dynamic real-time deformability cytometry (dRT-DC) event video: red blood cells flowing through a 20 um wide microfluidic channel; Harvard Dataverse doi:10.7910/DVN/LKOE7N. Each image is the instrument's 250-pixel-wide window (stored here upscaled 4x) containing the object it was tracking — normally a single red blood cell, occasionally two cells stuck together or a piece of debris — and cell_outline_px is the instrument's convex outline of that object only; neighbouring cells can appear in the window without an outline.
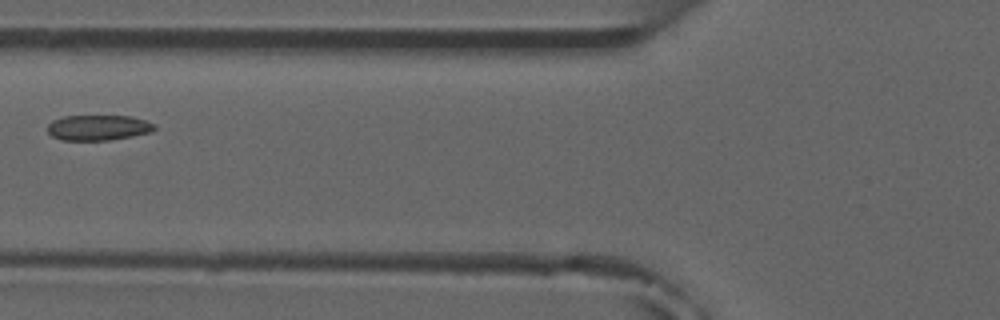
{"species": "common noctule bat (a hibernating species)", "species_latin": "Nyctalus noctula", "temperature_condition": "room temperature", "stored_images_in_passage": 5, "camera_frame_rate_fps": 3000, "um_per_image_px": 0.085, "animal": {"sex": "male", "forearm_length_mm": 52.5}, "frame": {"image": 1, "passage_image": 3, "time_ms": 2.333, "image_size_px": [1000, 320], "cell_outline_px": [[156, 128], [152, 132], [112, 140], [60, 140], [52, 136], [48, 132], [48, 124], [52, 120], [64, 116], [132, 116], [156, 124]], "centroid_in_image_um": [8.36, 10.85], "position_along_channel_um": 117.4, "area_um2": 15.95}}
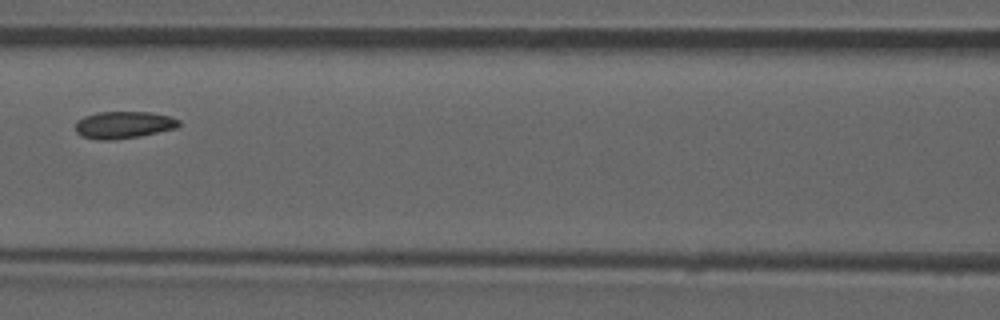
{"frame": {"image": 2, "passage_image": 4, "time_ms": 3.333, "image_size_px": [1000, 320], "cell_outline_px": [[180, 124], [176, 128], [140, 136], [116, 140], [96, 140], [80, 136], [76, 132], [76, 120], [84, 116], [96, 112], [152, 112], [168, 116], [180, 120]], "centroid_in_image_um": [10.47, 10.62], "position_along_channel_um": 156.1, "area_um2": 16.53}}